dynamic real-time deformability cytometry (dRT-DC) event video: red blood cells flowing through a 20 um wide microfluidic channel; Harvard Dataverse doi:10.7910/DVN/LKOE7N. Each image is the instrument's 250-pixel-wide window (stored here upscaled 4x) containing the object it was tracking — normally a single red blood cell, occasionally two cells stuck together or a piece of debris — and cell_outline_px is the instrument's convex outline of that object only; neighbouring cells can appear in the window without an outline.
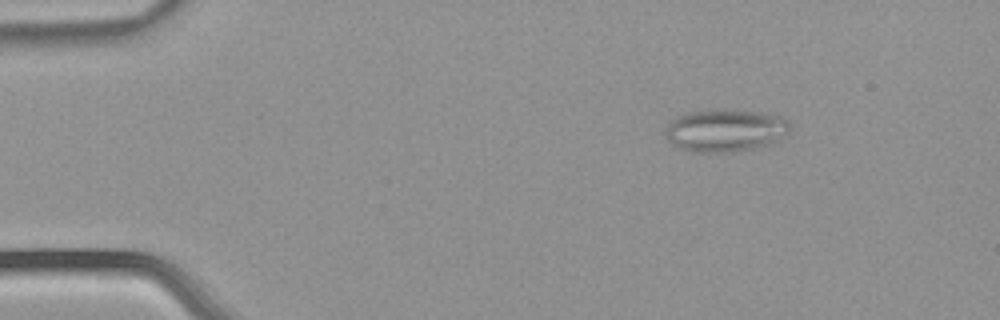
{"species": "common noctule bat (a hibernating species)", "species_latin": "Nyctalus noctula", "temperature_condition": "warm", "stored_images_in_passage": 4, "camera_frame_rate_fps": 3000, "um_per_image_px": 0.085, "animal": {"sex": "male", "body_mass_g": 21.5, "forearm_length_mm": 52.0}, "frame": {"image": 1, "passage_image": 2, "time_ms": 0.333, "image_size_px": [1000, 320], "cell_outline_px": [[788, 132], [776, 140], [768, 144], [736, 152], [696, 152], [680, 148], [672, 144], [664, 136], [668, 124], [676, 116], [688, 112], [720, 108], [764, 112], [784, 116], [788, 120]], "centroid_in_image_um": [61.63, 11.06], "position_along_channel_um": 23.4, "area_um2": 31.15}}